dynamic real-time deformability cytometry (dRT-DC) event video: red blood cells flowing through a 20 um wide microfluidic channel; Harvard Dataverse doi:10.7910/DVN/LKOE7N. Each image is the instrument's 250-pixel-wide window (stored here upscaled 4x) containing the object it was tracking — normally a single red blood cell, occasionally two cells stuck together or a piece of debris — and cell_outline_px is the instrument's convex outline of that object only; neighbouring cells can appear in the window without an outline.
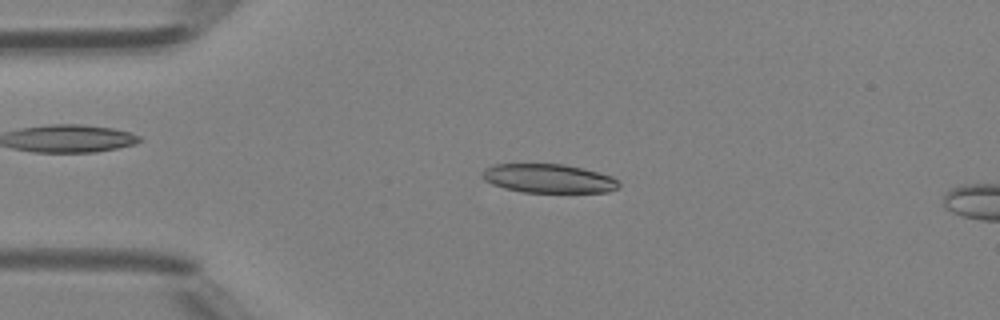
{"species": "Egyptian fruit bat (a non-hibernating species)", "species_latin": "Rousettus aegyptiacus", "temperature_condition": "room temperature", "stored_images_in_passage": 14, "camera_frame_rate_fps": 3000, "um_per_image_px": 0.085, "animal": {"sex": "female"}, "frame": {"image": 1, "passage_image": 10, "time_ms": 3.0, "image_size_px": [1000, 320], "cell_outline_px": [[620, 184], [616, 188], [608, 192], [520, 192], [504, 188], [492, 184], [484, 180], [480, 176], [480, 172], [492, 164], [564, 164], [612, 176]], "centroid_in_image_um": [46.55, 15.17], "position_along_channel_um": 38.4, "area_um2": 22.95}}